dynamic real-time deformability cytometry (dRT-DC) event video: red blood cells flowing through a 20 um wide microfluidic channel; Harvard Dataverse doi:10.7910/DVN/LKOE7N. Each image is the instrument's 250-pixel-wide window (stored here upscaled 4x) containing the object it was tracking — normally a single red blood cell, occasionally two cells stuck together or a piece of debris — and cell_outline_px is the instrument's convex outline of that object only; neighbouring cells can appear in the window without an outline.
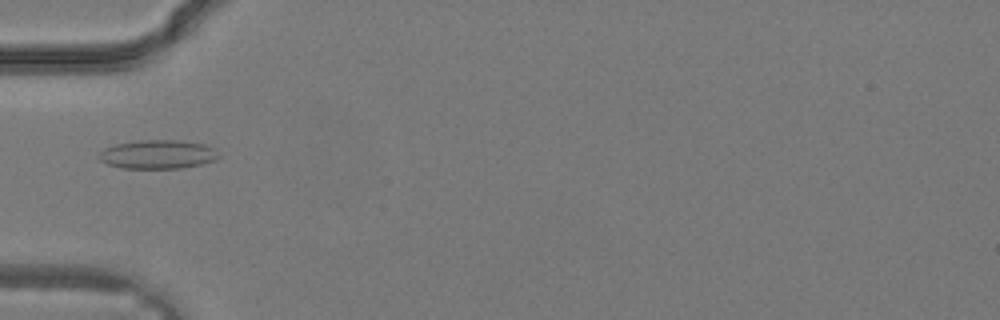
{"species": "common noctule bat (a hibernating species)", "species_latin": "Nyctalus noctula", "temperature_condition": "warm", "stored_images_in_passage": 30, "camera_frame_rate_fps": 3000, "um_per_image_px": 0.085, "animal": {"sex": "male", "body_mass_g": 19.2, "forearm_length_mm": 51.8}, "frame": {"image": 1, "passage_image": 9, "time_ms": 2.667, "image_size_px": [1000, 320], "cell_outline_px": [[220, 156], [216, 160], [200, 164], [180, 168], [124, 168], [108, 164], [100, 160], [96, 156], [104, 148], [116, 144], [140, 140], [176, 140], [204, 144], [216, 148]], "centroid_in_image_um": [13.42, 13.11], "position_along_channel_um": 71.6, "area_um2": 20.11}}
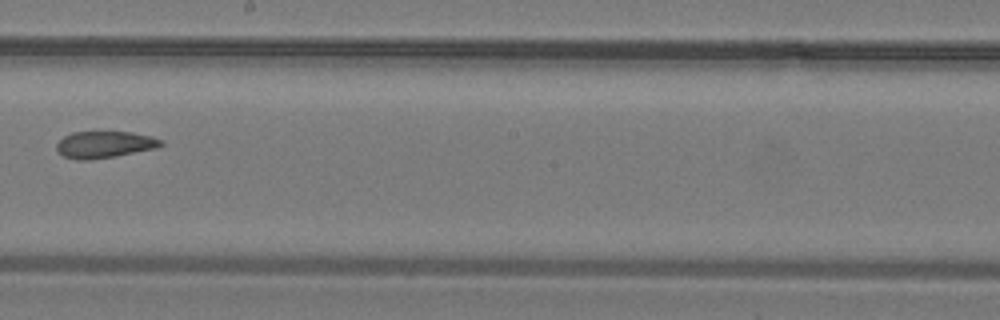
{"frame": {"image": 2, "passage_image": 17, "time_ms": 5.333, "image_size_px": [1000, 320], "cell_outline_px": [[164, 144], [156, 148], [116, 156], [92, 160], [76, 160], [64, 156], [56, 152], [56, 144], [64, 136], [72, 132], [132, 132], [152, 136], [160, 140]], "centroid_in_image_um": [8.85, 12.29], "position_along_channel_um": 239.3, "area_um2": 16.36}}
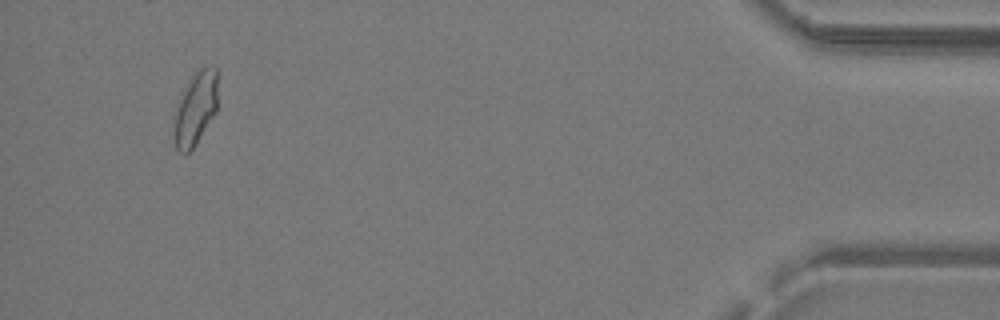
{"frame": {"image": 3, "passage_image": 29, "time_ms": 9.333, "image_size_px": [1000, 320], "cell_outline_px": [[216, 112], [196, 144], [184, 156], [176, 148], [176, 112], [180, 92], [192, 76], [200, 68], [216, 64]], "centroid_in_image_um": [16.64, 9.19], "position_along_channel_um": 418.6, "area_um2": 18.26}}